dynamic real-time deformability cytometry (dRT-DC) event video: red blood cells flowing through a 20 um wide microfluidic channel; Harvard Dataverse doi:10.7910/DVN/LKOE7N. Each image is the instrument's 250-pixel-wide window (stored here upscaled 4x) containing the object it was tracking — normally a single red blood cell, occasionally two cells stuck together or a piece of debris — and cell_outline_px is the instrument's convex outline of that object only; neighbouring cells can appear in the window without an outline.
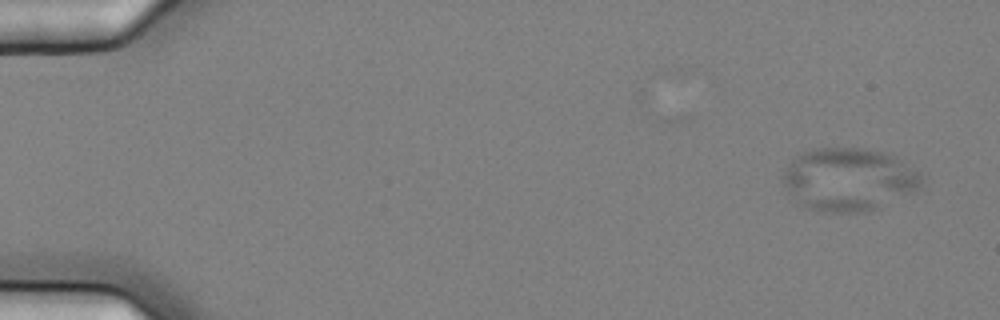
{"species": "common noctule bat (a hibernating species)", "species_latin": "Nyctalus noctula", "temperature_condition": "cold", "stored_images_in_passage": 5, "camera_frame_rate_fps": 3000, "um_per_image_px": 0.085, "animal": {"sex": "female", "body_mass_g": 25.1}, "frame": {"image": 1, "passage_image": 1, "time_ms": 0.0, "image_size_px": [1000, 320], "cell_outline_px": [[924, 184], [916, 192], [876, 208], [860, 212], [820, 212], [804, 208], [796, 204], [780, 180], [788, 164], [800, 152], [812, 148], [860, 148], [884, 152], [896, 156], [920, 172], [924, 176]], "centroid_in_image_um": [72.13, 15.26], "position_along_channel_um": 12.9, "area_um2": 51.79}}